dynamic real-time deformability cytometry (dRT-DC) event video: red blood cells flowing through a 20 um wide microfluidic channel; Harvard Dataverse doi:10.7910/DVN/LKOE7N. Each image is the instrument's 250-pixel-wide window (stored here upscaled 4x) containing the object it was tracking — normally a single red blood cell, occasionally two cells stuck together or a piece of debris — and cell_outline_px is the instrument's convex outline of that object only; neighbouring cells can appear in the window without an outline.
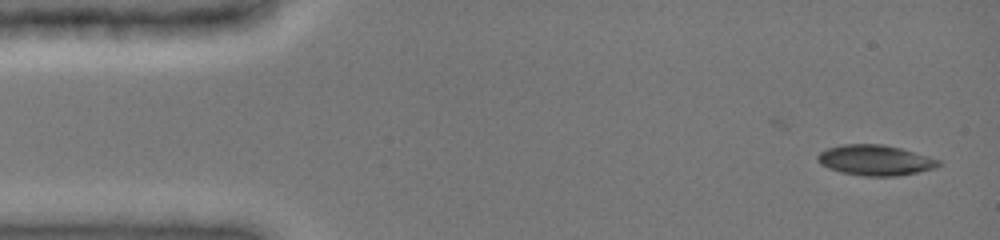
{"species": "common noctule bat (a hibernating species)", "species_latin": "Nyctalus noctula", "temperature_condition": "cold", "stored_images_in_passage": 2, "camera_frame_rate_fps": 3000, "um_per_image_px": 0.085, "animal": {"sex": "female", "body_mass_g": 19.0, "forearm_length_mm": 51.5}, "frame": {"image": 1, "passage_image": 2, "time_ms": 0.667, "image_size_px": [1000, 240], "cell_outline_px": [[940, 164], [936, 168], [896, 176], [864, 176], [840, 172], [828, 168], [820, 164], [816, 160], [816, 156], [820, 152], [828, 148], [844, 144], [880, 144], [900, 148], [928, 156], [940, 160]], "centroid_in_image_um": [74.36, 13.62], "position_along_channel_um": 10.6, "area_um2": 21.39}}